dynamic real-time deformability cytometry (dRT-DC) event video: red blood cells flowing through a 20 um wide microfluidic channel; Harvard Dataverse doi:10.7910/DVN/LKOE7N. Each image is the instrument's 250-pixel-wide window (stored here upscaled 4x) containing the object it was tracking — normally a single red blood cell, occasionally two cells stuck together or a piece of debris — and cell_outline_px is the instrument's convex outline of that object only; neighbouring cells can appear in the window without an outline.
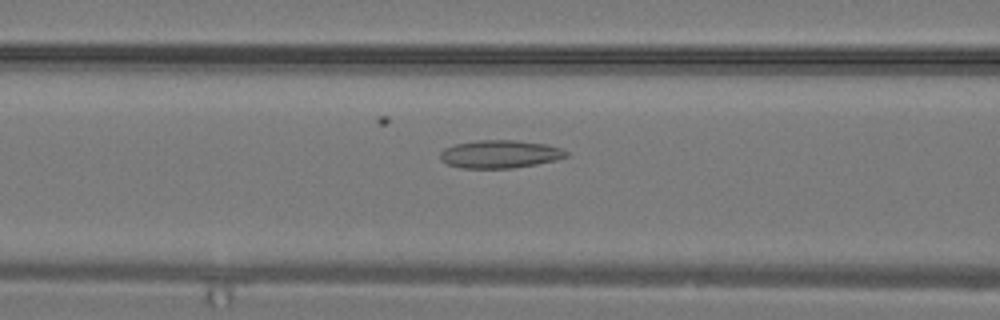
{"species": "common noctule bat (a hibernating species)", "species_latin": "Nyctalus noctula", "temperature_condition": "warm", "stored_images_in_passage": 31, "camera_frame_rate_fps": 3000, "um_per_image_px": 0.085, "animal": {"sex": "male", "body_mass_g": 19.2, "forearm_length_mm": 51.8}, "frame": {"image": 1, "passage_image": 13, "time_ms": 4.0, "image_size_px": [1000, 320], "cell_outline_px": [[568, 156], [556, 160], [536, 164], [512, 168], [460, 168], [448, 164], [440, 160], [440, 152], [444, 148], [456, 144], [476, 140], [516, 140], [544, 144], [560, 148], [568, 152]], "centroid_in_image_um": [42.47, 13.1], "position_along_channel_um": 124.1, "area_um2": 20.52}}
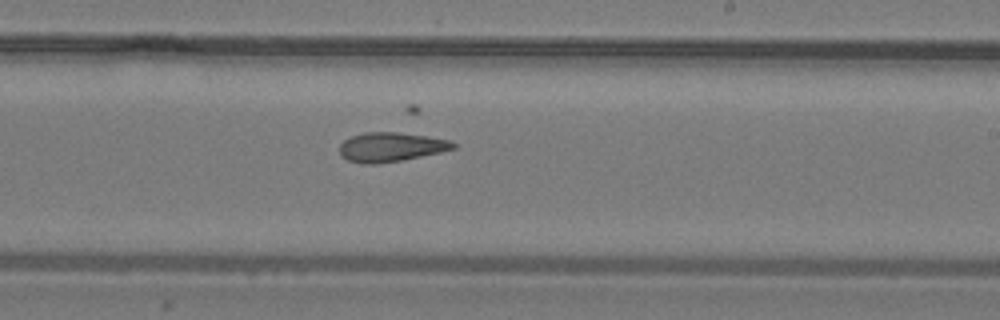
{"frame": {"image": 2, "passage_image": 19, "time_ms": 6.0, "image_size_px": [1000, 320], "cell_outline_px": [[456, 148], [440, 152], [400, 160], [376, 164], [364, 164], [348, 160], [340, 156], [340, 144], [344, 140], [352, 136], [364, 132], [400, 132], [448, 140], [456, 144]], "centroid_in_image_um": [33.18, 12.49], "position_along_channel_um": 255.8, "area_um2": 19.19}}
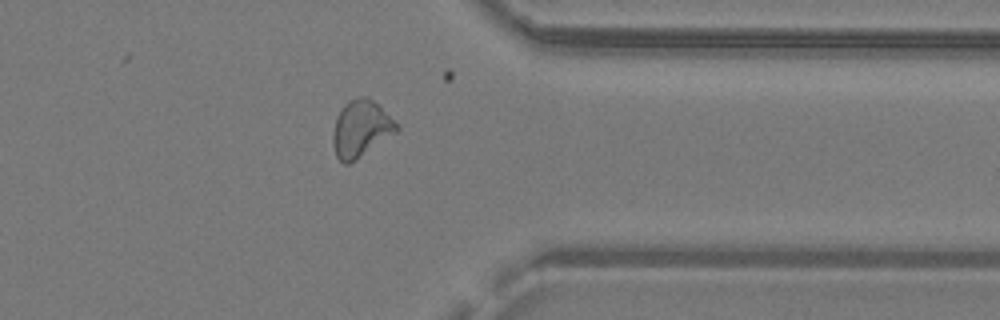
{"frame": {"image": 3, "passage_image": 25, "time_ms": 8.0, "image_size_px": [1000, 320], "cell_outline_px": [[400, 132], [348, 164], [344, 164], [336, 156], [332, 144], [332, 136], [336, 116], [340, 108], [348, 100], [360, 96], [368, 96], [400, 128]], "centroid_in_image_um": [30.65, 10.95], "position_along_channel_um": 380.7, "area_um2": 21.1}}